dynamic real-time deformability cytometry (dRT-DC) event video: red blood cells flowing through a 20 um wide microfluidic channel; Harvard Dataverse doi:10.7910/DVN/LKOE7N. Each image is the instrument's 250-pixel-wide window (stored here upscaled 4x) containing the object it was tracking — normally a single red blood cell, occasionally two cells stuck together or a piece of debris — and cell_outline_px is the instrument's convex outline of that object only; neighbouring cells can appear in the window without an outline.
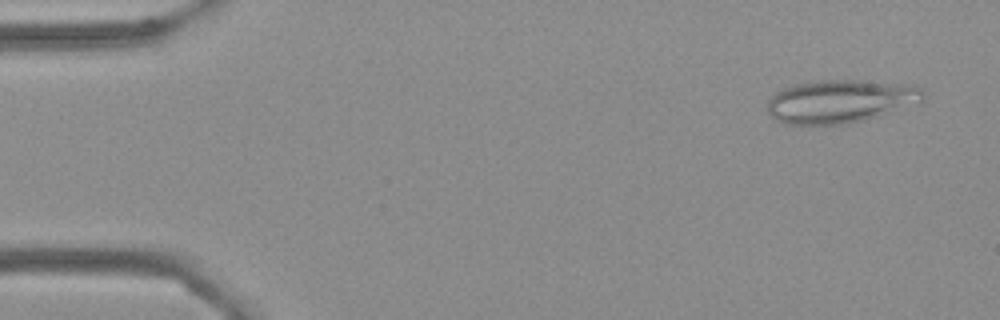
{"species": "Egyptian fruit bat (a non-hibernating species)", "species_latin": "Rousettus aegyptiacus", "temperature_condition": "cold", "stored_images_in_passage": 54, "camera_frame_rate_fps": 3000, "um_per_image_px": 0.085, "frame": {"image": 1, "passage_image": 3, "time_ms": 0.667, "image_size_px": [1000, 320], "cell_outline_px": [[924, 100], [864, 120], [848, 124], [784, 124], [776, 120], [768, 112], [768, 100], [776, 92], [784, 88], [796, 84], [816, 80], [864, 80], [908, 84], [924, 88]], "centroid_in_image_um": [71.42, 8.59], "position_along_channel_um": 13.6, "area_um2": 39.07}}
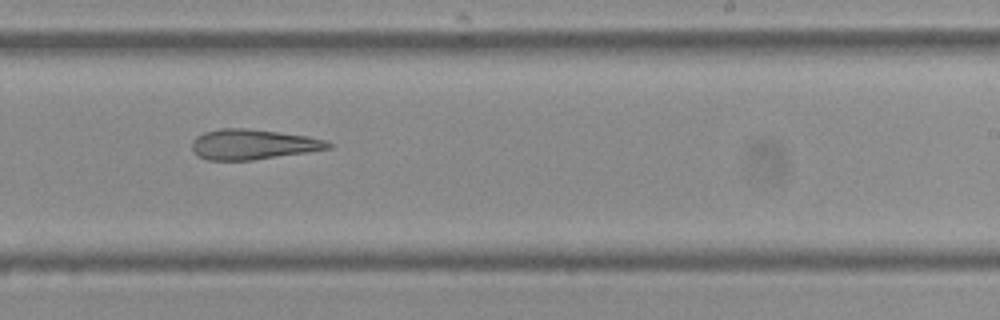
{"frame": {"image": 2, "passage_image": 33, "time_ms": 10.667, "image_size_px": [1000, 320], "cell_outline_px": [[332, 148], [308, 152], [252, 160], [208, 160], [192, 152], [192, 140], [196, 136], [204, 132], [220, 128], [244, 128], [308, 136], [324, 140], [332, 144]], "centroid_in_image_um": [21.47, 12.27], "position_along_channel_um": 267.5, "area_um2": 23.87}}
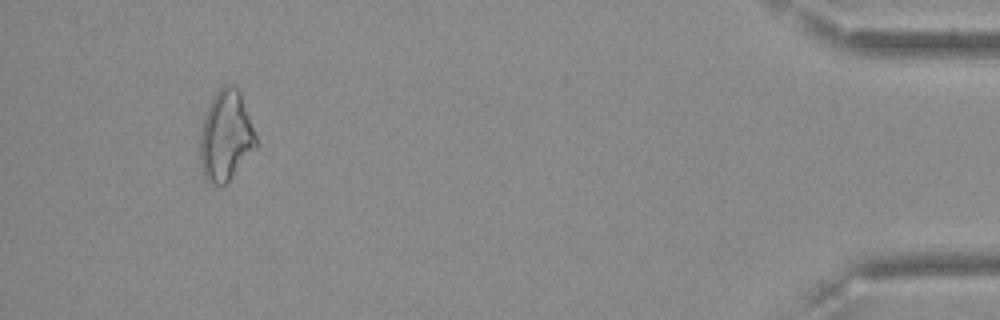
{"frame": {"image": 3, "passage_image": 51, "time_ms": 16.667, "image_size_px": [1000, 320], "cell_outline_px": [[260, 144], [228, 180], [224, 184], [208, 184], [204, 176], [200, 164], [200, 132], [204, 116], [212, 96], [220, 88], [228, 84], [236, 88], [240, 92]], "centroid_in_image_um": [19.2, 11.56], "position_along_channel_um": 416.0, "area_um2": 29.48}, "authors_computed_cell_mechanics": {"area_um2": 27.2816, "velocity_mm_per_s": 3.6245, "shape_relaxation_time_tau1_ms": null, "shape_relaxation_time_tau2_ms": 5.5533, "deformation_change_tau1": null, "deformation_change_tau2": 0.1738}}